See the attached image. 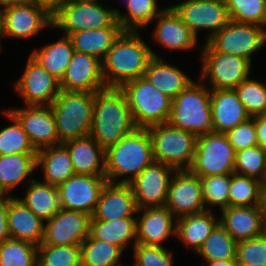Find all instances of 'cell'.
<instances>
[{
    "label": "cell",
    "instance_id": "cell-61",
    "mask_svg": "<svg viewBox=\"0 0 266 266\" xmlns=\"http://www.w3.org/2000/svg\"><path fill=\"white\" fill-rule=\"evenodd\" d=\"M126 266H136V265L134 263L133 264L131 263V265H126Z\"/></svg>",
    "mask_w": 266,
    "mask_h": 266
},
{
    "label": "cell",
    "instance_id": "cell-23",
    "mask_svg": "<svg viewBox=\"0 0 266 266\" xmlns=\"http://www.w3.org/2000/svg\"><path fill=\"white\" fill-rule=\"evenodd\" d=\"M138 207L129 184L106 182L92 218L111 221L126 217H136Z\"/></svg>",
    "mask_w": 266,
    "mask_h": 266
},
{
    "label": "cell",
    "instance_id": "cell-7",
    "mask_svg": "<svg viewBox=\"0 0 266 266\" xmlns=\"http://www.w3.org/2000/svg\"><path fill=\"white\" fill-rule=\"evenodd\" d=\"M117 7L106 6L105 0L66 1L52 16V29L62 35L111 27L117 21Z\"/></svg>",
    "mask_w": 266,
    "mask_h": 266
},
{
    "label": "cell",
    "instance_id": "cell-45",
    "mask_svg": "<svg viewBox=\"0 0 266 266\" xmlns=\"http://www.w3.org/2000/svg\"><path fill=\"white\" fill-rule=\"evenodd\" d=\"M235 91L250 117L266 114V83L252 79L242 81Z\"/></svg>",
    "mask_w": 266,
    "mask_h": 266
},
{
    "label": "cell",
    "instance_id": "cell-4",
    "mask_svg": "<svg viewBox=\"0 0 266 266\" xmlns=\"http://www.w3.org/2000/svg\"><path fill=\"white\" fill-rule=\"evenodd\" d=\"M211 89L199 78L173 100L168 123L196 136L213 132Z\"/></svg>",
    "mask_w": 266,
    "mask_h": 266
},
{
    "label": "cell",
    "instance_id": "cell-35",
    "mask_svg": "<svg viewBox=\"0 0 266 266\" xmlns=\"http://www.w3.org/2000/svg\"><path fill=\"white\" fill-rule=\"evenodd\" d=\"M73 53L74 48L70 38L62 35L56 41L43 44L41 48H34L29 55L49 74L60 81L72 59Z\"/></svg>",
    "mask_w": 266,
    "mask_h": 266
},
{
    "label": "cell",
    "instance_id": "cell-31",
    "mask_svg": "<svg viewBox=\"0 0 266 266\" xmlns=\"http://www.w3.org/2000/svg\"><path fill=\"white\" fill-rule=\"evenodd\" d=\"M40 171L43 176L38 179L54 186L75 174L70 154L62 143L37 150L36 172Z\"/></svg>",
    "mask_w": 266,
    "mask_h": 266
},
{
    "label": "cell",
    "instance_id": "cell-20",
    "mask_svg": "<svg viewBox=\"0 0 266 266\" xmlns=\"http://www.w3.org/2000/svg\"><path fill=\"white\" fill-rule=\"evenodd\" d=\"M6 110L18 120L36 150L61 144L50 106H19Z\"/></svg>",
    "mask_w": 266,
    "mask_h": 266
},
{
    "label": "cell",
    "instance_id": "cell-17",
    "mask_svg": "<svg viewBox=\"0 0 266 266\" xmlns=\"http://www.w3.org/2000/svg\"><path fill=\"white\" fill-rule=\"evenodd\" d=\"M165 207L176 219L205 211L200 177L189 170H175Z\"/></svg>",
    "mask_w": 266,
    "mask_h": 266
},
{
    "label": "cell",
    "instance_id": "cell-12",
    "mask_svg": "<svg viewBox=\"0 0 266 266\" xmlns=\"http://www.w3.org/2000/svg\"><path fill=\"white\" fill-rule=\"evenodd\" d=\"M0 13L2 40L28 41L43 33L44 29H52V17L43 8L27 0L6 6Z\"/></svg>",
    "mask_w": 266,
    "mask_h": 266
},
{
    "label": "cell",
    "instance_id": "cell-50",
    "mask_svg": "<svg viewBox=\"0 0 266 266\" xmlns=\"http://www.w3.org/2000/svg\"><path fill=\"white\" fill-rule=\"evenodd\" d=\"M8 197L0 201V244L10 238L8 228Z\"/></svg>",
    "mask_w": 266,
    "mask_h": 266
},
{
    "label": "cell",
    "instance_id": "cell-41",
    "mask_svg": "<svg viewBox=\"0 0 266 266\" xmlns=\"http://www.w3.org/2000/svg\"><path fill=\"white\" fill-rule=\"evenodd\" d=\"M0 266H37V246L9 238L0 244Z\"/></svg>",
    "mask_w": 266,
    "mask_h": 266
},
{
    "label": "cell",
    "instance_id": "cell-9",
    "mask_svg": "<svg viewBox=\"0 0 266 266\" xmlns=\"http://www.w3.org/2000/svg\"><path fill=\"white\" fill-rule=\"evenodd\" d=\"M155 162L166 164L175 170H188L196 149L197 136L174 128L169 123L148 128Z\"/></svg>",
    "mask_w": 266,
    "mask_h": 266
},
{
    "label": "cell",
    "instance_id": "cell-59",
    "mask_svg": "<svg viewBox=\"0 0 266 266\" xmlns=\"http://www.w3.org/2000/svg\"><path fill=\"white\" fill-rule=\"evenodd\" d=\"M264 35H265V41H266V23L264 25Z\"/></svg>",
    "mask_w": 266,
    "mask_h": 266
},
{
    "label": "cell",
    "instance_id": "cell-6",
    "mask_svg": "<svg viewBox=\"0 0 266 266\" xmlns=\"http://www.w3.org/2000/svg\"><path fill=\"white\" fill-rule=\"evenodd\" d=\"M124 92L129 110L137 128H149L168 123L172 99L164 95L144 76L124 83Z\"/></svg>",
    "mask_w": 266,
    "mask_h": 266
},
{
    "label": "cell",
    "instance_id": "cell-47",
    "mask_svg": "<svg viewBox=\"0 0 266 266\" xmlns=\"http://www.w3.org/2000/svg\"><path fill=\"white\" fill-rule=\"evenodd\" d=\"M237 266L266 265V232L258 237L237 242Z\"/></svg>",
    "mask_w": 266,
    "mask_h": 266
},
{
    "label": "cell",
    "instance_id": "cell-57",
    "mask_svg": "<svg viewBox=\"0 0 266 266\" xmlns=\"http://www.w3.org/2000/svg\"><path fill=\"white\" fill-rule=\"evenodd\" d=\"M6 198V196L3 194V192L0 190V201Z\"/></svg>",
    "mask_w": 266,
    "mask_h": 266
},
{
    "label": "cell",
    "instance_id": "cell-2",
    "mask_svg": "<svg viewBox=\"0 0 266 266\" xmlns=\"http://www.w3.org/2000/svg\"><path fill=\"white\" fill-rule=\"evenodd\" d=\"M124 92L106 87L94 93L90 136L106 150L136 129Z\"/></svg>",
    "mask_w": 266,
    "mask_h": 266
},
{
    "label": "cell",
    "instance_id": "cell-38",
    "mask_svg": "<svg viewBox=\"0 0 266 266\" xmlns=\"http://www.w3.org/2000/svg\"><path fill=\"white\" fill-rule=\"evenodd\" d=\"M237 241L219 223L197 251L203 261L236 259Z\"/></svg>",
    "mask_w": 266,
    "mask_h": 266
},
{
    "label": "cell",
    "instance_id": "cell-8",
    "mask_svg": "<svg viewBox=\"0 0 266 266\" xmlns=\"http://www.w3.org/2000/svg\"><path fill=\"white\" fill-rule=\"evenodd\" d=\"M203 43L197 77L210 89H235L252 75L253 65L247 59L216 52Z\"/></svg>",
    "mask_w": 266,
    "mask_h": 266
},
{
    "label": "cell",
    "instance_id": "cell-43",
    "mask_svg": "<svg viewBox=\"0 0 266 266\" xmlns=\"http://www.w3.org/2000/svg\"><path fill=\"white\" fill-rule=\"evenodd\" d=\"M80 256V245L37 246V266H78Z\"/></svg>",
    "mask_w": 266,
    "mask_h": 266
},
{
    "label": "cell",
    "instance_id": "cell-49",
    "mask_svg": "<svg viewBox=\"0 0 266 266\" xmlns=\"http://www.w3.org/2000/svg\"><path fill=\"white\" fill-rule=\"evenodd\" d=\"M226 136L236 152L248 147L259 145L256 136L254 117H250L248 120L228 131Z\"/></svg>",
    "mask_w": 266,
    "mask_h": 266
},
{
    "label": "cell",
    "instance_id": "cell-1",
    "mask_svg": "<svg viewBox=\"0 0 266 266\" xmlns=\"http://www.w3.org/2000/svg\"><path fill=\"white\" fill-rule=\"evenodd\" d=\"M140 31H123L102 61L106 87L120 88L124 83L144 76L153 57L162 58L147 44Z\"/></svg>",
    "mask_w": 266,
    "mask_h": 266
},
{
    "label": "cell",
    "instance_id": "cell-24",
    "mask_svg": "<svg viewBox=\"0 0 266 266\" xmlns=\"http://www.w3.org/2000/svg\"><path fill=\"white\" fill-rule=\"evenodd\" d=\"M219 212V223L237 242L266 232L261 205L228 206Z\"/></svg>",
    "mask_w": 266,
    "mask_h": 266
},
{
    "label": "cell",
    "instance_id": "cell-25",
    "mask_svg": "<svg viewBox=\"0 0 266 266\" xmlns=\"http://www.w3.org/2000/svg\"><path fill=\"white\" fill-rule=\"evenodd\" d=\"M211 114L213 132L223 134L250 118L235 89H211Z\"/></svg>",
    "mask_w": 266,
    "mask_h": 266
},
{
    "label": "cell",
    "instance_id": "cell-51",
    "mask_svg": "<svg viewBox=\"0 0 266 266\" xmlns=\"http://www.w3.org/2000/svg\"><path fill=\"white\" fill-rule=\"evenodd\" d=\"M259 146L266 150V114L254 116Z\"/></svg>",
    "mask_w": 266,
    "mask_h": 266
},
{
    "label": "cell",
    "instance_id": "cell-11",
    "mask_svg": "<svg viewBox=\"0 0 266 266\" xmlns=\"http://www.w3.org/2000/svg\"><path fill=\"white\" fill-rule=\"evenodd\" d=\"M205 42L216 52L245 58L252 65L254 54L266 46L264 27L233 20Z\"/></svg>",
    "mask_w": 266,
    "mask_h": 266
},
{
    "label": "cell",
    "instance_id": "cell-3",
    "mask_svg": "<svg viewBox=\"0 0 266 266\" xmlns=\"http://www.w3.org/2000/svg\"><path fill=\"white\" fill-rule=\"evenodd\" d=\"M153 162L148 128H136L105 150V178L108 182L129 184Z\"/></svg>",
    "mask_w": 266,
    "mask_h": 266
},
{
    "label": "cell",
    "instance_id": "cell-36",
    "mask_svg": "<svg viewBox=\"0 0 266 266\" xmlns=\"http://www.w3.org/2000/svg\"><path fill=\"white\" fill-rule=\"evenodd\" d=\"M158 0H127L124 3L126 12L117 10V21L124 31H141L151 26L153 20L165 9L159 7Z\"/></svg>",
    "mask_w": 266,
    "mask_h": 266
},
{
    "label": "cell",
    "instance_id": "cell-21",
    "mask_svg": "<svg viewBox=\"0 0 266 266\" xmlns=\"http://www.w3.org/2000/svg\"><path fill=\"white\" fill-rule=\"evenodd\" d=\"M59 85L60 90L91 93L106 88L102 61L92 55L74 51Z\"/></svg>",
    "mask_w": 266,
    "mask_h": 266
},
{
    "label": "cell",
    "instance_id": "cell-34",
    "mask_svg": "<svg viewBox=\"0 0 266 266\" xmlns=\"http://www.w3.org/2000/svg\"><path fill=\"white\" fill-rule=\"evenodd\" d=\"M24 190L23 196L17 197L44 223L60 210L57 186L34 178Z\"/></svg>",
    "mask_w": 266,
    "mask_h": 266
},
{
    "label": "cell",
    "instance_id": "cell-46",
    "mask_svg": "<svg viewBox=\"0 0 266 266\" xmlns=\"http://www.w3.org/2000/svg\"><path fill=\"white\" fill-rule=\"evenodd\" d=\"M230 20L257 24L266 23V0H225Z\"/></svg>",
    "mask_w": 266,
    "mask_h": 266
},
{
    "label": "cell",
    "instance_id": "cell-60",
    "mask_svg": "<svg viewBox=\"0 0 266 266\" xmlns=\"http://www.w3.org/2000/svg\"><path fill=\"white\" fill-rule=\"evenodd\" d=\"M263 187H266V178L265 181L263 182Z\"/></svg>",
    "mask_w": 266,
    "mask_h": 266
},
{
    "label": "cell",
    "instance_id": "cell-19",
    "mask_svg": "<svg viewBox=\"0 0 266 266\" xmlns=\"http://www.w3.org/2000/svg\"><path fill=\"white\" fill-rule=\"evenodd\" d=\"M153 21L155 25L150 35L151 39L164 50L190 52L201 43L170 5H166Z\"/></svg>",
    "mask_w": 266,
    "mask_h": 266
},
{
    "label": "cell",
    "instance_id": "cell-5",
    "mask_svg": "<svg viewBox=\"0 0 266 266\" xmlns=\"http://www.w3.org/2000/svg\"><path fill=\"white\" fill-rule=\"evenodd\" d=\"M50 108L60 143L90 135L94 93L60 90Z\"/></svg>",
    "mask_w": 266,
    "mask_h": 266
},
{
    "label": "cell",
    "instance_id": "cell-39",
    "mask_svg": "<svg viewBox=\"0 0 266 266\" xmlns=\"http://www.w3.org/2000/svg\"><path fill=\"white\" fill-rule=\"evenodd\" d=\"M1 111L4 117L10 120V125L0 129V155L37 154V150L31 144L18 120L5 108Z\"/></svg>",
    "mask_w": 266,
    "mask_h": 266
},
{
    "label": "cell",
    "instance_id": "cell-27",
    "mask_svg": "<svg viewBox=\"0 0 266 266\" xmlns=\"http://www.w3.org/2000/svg\"><path fill=\"white\" fill-rule=\"evenodd\" d=\"M36 155H0V190L6 197H14L18 186H26L35 178L33 174H36Z\"/></svg>",
    "mask_w": 266,
    "mask_h": 266
},
{
    "label": "cell",
    "instance_id": "cell-13",
    "mask_svg": "<svg viewBox=\"0 0 266 266\" xmlns=\"http://www.w3.org/2000/svg\"><path fill=\"white\" fill-rule=\"evenodd\" d=\"M199 39L201 31L205 41L230 22L225 0H183L170 5Z\"/></svg>",
    "mask_w": 266,
    "mask_h": 266
},
{
    "label": "cell",
    "instance_id": "cell-26",
    "mask_svg": "<svg viewBox=\"0 0 266 266\" xmlns=\"http://www.w3.org/2000/svg\"><path fill=\"white\" fill-rule=\"evenodd\" d=\"M165 57H153L145 70L144 77L164 95L172 100L194 80L187 72Z\"/></svg>",
    "mask_w": 266,
    "mask_h": 266
},
{
    "label": "cell",
    "instance_id": "cell-33",
    "mask_svg": "<svg viewBox=\"0 0 266 266\" xmlns=\"http://www.w3.org/2000/svg\"><path fill=\"white\" fill-rule=\"evenodd\" d=\"M124 30L116 21L111 27L90 29L70 34L74 51L92 55L103 61L108 50Z\"/></svg>",
    "mask_w": 266,
    "mask_h": 266
},
{
    "label": "cell",
    "instance_id": "cell-10",
    "mask_svg": "<svg viewBox=\"0 0 266 266\" xmlns=\"http://www.w3.org/2000/svg\"><path fill=\"white\" fill-rule=\"evenodd\" d=\"M236 151L226 134L211 132L197 136L192 164L188 169L199 177L233 174Z\"/></svg>",
    "mask_w": 266,
    "mask_h": 266
},
{
    "label": "cell",
    "instance_id": "cell-14",
    "mask_svg": "<svg viewBox=\"0 0 266 266\" xmlns=\"http://www.w3.org/2000/svg\"><path fill=\"white\" fill-rule=\"evenodd\" d=\"M23 70L13 87L24 106H50L60 92L59 80L30 55Z\"/></svg>",
    "mask_w": 266,
    "mask_h": 266
},
{
    "label": "cell",
    "instance_id": "cell-56",
    "mask_svg": "<svg viewBox=\"0 0 266 266\" xmlns=\"http://www.w3.org/2000/svg\"><path fill=\"white\" fill-rule=\"evenodd\" d=\"M2 27H1V13H0V53L3 52V47H2Z\"/></svg>",
    "mask_w": 266,
    "mask_h": 266
},
{
    "label": "cell",
    "instance_id": "cell-30",
    "mask_svg": "<svg viewBox=\"0 0 266 266\" xmlns=\"http://www.w3.org/2000/svg\"><path fill=\"white\" fill-rule=\"evenodd\" d=\"M216 211L205 210L200 213L176 219V238L187 250L197 253L206 238L219 224Z\"/></svg>",
    "mask_w": 266,
    "mask_h": 266
},
{
    "label": "cell",
    "instance_id": "cell-15",
    "mask_svg": "<svg viewBox=\"0 0 266 266\" xmlns=\"http://www.w3.org/2000/svg\"><path fill=\"white\" fill-rule=\"evenodd\" d=\"M174 172V168L154 161L129 183L138 209L165 207Z\"/></svg>",
    "mask_w": 266,
    "mask_h": 266
},
{
    "label": "cell",
    "instance_id": "cell-37",
    "mask_svg": "<svg viewBox=\"0 0 266 266\" xmlns=\"http://www.w3.org/2000/svg\"><path fill=\"white\" fill-rule=\"evenodd\" d=\"M81 264L83 266H125L122 257L124 252L120 247L108 242L97 240L90 234L81 243Z\"/></svg>",
    "mask_w": 266,
    "mask_h": 266
},
{
    "label": "cell",
    "instance_id": "cell-58",
    "mask_svg": "<svg viewBox=\"0 0 266 266\" xmlns=\"http://www.w3.org/2000/svg\"><path fill=\"white\" fill-rule=\"evenodd\" d=\"M67 1H98V0H67Z\"/></svg>",
    "mask_w": 266,
    "mask_h": 266
},
{
    "label": "cell",
    "instance_id": "cell-28",
    "mask_svg": "<svg viewBox=\"0 0 266 266\" xmlns=\"http://www.w3.org/2000/svg\"><path fill=\"white\" fill-rule=\"evenodd\" d=\"M7 218L10 238L28 241L36 246L42 243L44 222L16 194L8 197Z\"/></svg>",
    "mask_w": 266,
    "mask_h": 266
},
{
    "label": "cell",
    "instance_id": "cell-54",
    "mask_svg": "<svg viewBox=\"0 0 266 266\" xmlns=\"http://www.w3.org/2000/svg\"><path fill=\"white\" fill-rule=\"evenodd\" d=\"M261 208H262L264 223H266V187H263L262 191Z\"/></svg>",
    "mask_w": 266,
    "mask_h": 266
},
{
    "label": "cell",
    "instance_id": "cell-18",
    "mask_svg": "<svg viewBox=\"0 0 266 266\" xmlns=\"http://www.w3.org/2000/svg\"><path fill=\"white\" fill-rule=\"evenodd\" d=\"M90 218L86 213L60 208L44 223L40 245H81L89 236Z\"/></svg>",
    "mask_w": 266,
    "mask_h": 266
},
{
    "label": "cell",
    "instance_id": "cell-52",
    "mask_svg": "<svg viewBox=\"0 0 266 266\" xmlns=\"http://www.w3.org/2000/svg\"><path fill=\"white\" fill-rule=\"evenodd\" d=\"M43 8L51 17L61 8L67 0H27Z\"/></svg>",
    "mask_w": 266,
    "mask_h": 266
},
{
    "label": "cell",
    "instance_id": "cell-55",
    "mask_svg": "<svg viewBox=\"0 0 266 266\" xmlns=\"http://www.w3.org/2000/svg\"><path fill=\"white\" fill-rule=\"evenodd\" d=\"M23 0H0V10L6 6H9L13 3H18Z\"/></svg>",
    "mask_w": 266,
    "mask_h": 266
},
{
    "label": "cell",
    "instance_id": "cell-22",
    "mask_svg": "<svg viewBox=\"0 0 266 266\" xmlns=\"http://www.w3.org/2000/svg\"><path fill=\"white\" fill-rule=\"evenodd\" d=\"M171 237L176 238V218L166 207L138 209L137 244L165 247Z\"/></svg>",
    "mask_w": 266,
    "mask_h": 266
},
{
    "label": "cell",
    "instance_id": "cell-40",
    "mask_svg": "<svg viewBox=\"0 0 266 266\" xmlns=\"http://www.w3.org/2000/svg\"><path fill=\"white\" fill-rule=\"evenodd\" d=\"M262 191V181L234 172L230 179L229 206H259Z\"/></svg>",
    "mask_w": 266,
    "mask_h": 266
},
{
    "label": "cell",
    "instance_id": "cell-16",
    "mask_svg": "<svg viewBox=\"0 0 266 266\" xmlns=\"http://www.w3.org/2000/svg\"><path fill=\"white\" fill-rule=\"evenodd\" d=\"M106 182L105 176L72 175L57 186L60 207L92 216Z\"/></svg>",
    "mask_w": 266,
    "mask_h": 266
},
{
    "label": "cell",
    "instance_id": "cell-48",
    "mask_svg": "<svg viewBox=\"0 0 266 266\" xmlns=\"http://www.w3.org/2000/svg\"><path fill=\"white\" fill-rule=\"evenodd\" d=\"M132 252V263L136 266H173L174 263V253L170 248L136 244Z\"/></svg>",
    "mask_w": 266,
    "mask_h": 266
},
{
    "label": "cell",
    "instance_id": "cell-44",
    "mask_svg": "<svg viewBox=\"0 0 266 266\" xmlns=\"http://www.w3.org/2000/svg\"><path fill=\"white\" fill-rule=\"evenodd\" d=\"M234 172L264 182L266 178V150L257 145L237 151Z\"/></svg>",
    "mask_w": 266,
    "mask_h": 266
},
{
    "label": "cell",
    "instance_id": "cell-29",
    "mask_svg": "<svg viewBox=\"0 0 266 266\" xmlns=\"http://www.w3.org/2000/svg\"><path fill=\"white\" fill-rule=\"evenodd\" d=\"M62 144L70 154L75 174L105 176V150L90 135Z\"/></svg>",
    "mask_w": 266,
    "mask_h": 266
},
{
    "label": "cell",
    "instance_id": "cell-32",
    "mask_svg": "<svg viewBox=\"0 0 266 266\" xmlns=\"http://www.w3.org/2000/svg\"><path fill=\"white\" fill-rule=\"evenodd\" d=\"M89 234L97 239L120 247L124 252L136 243V217H126L111 221L90 218Z\"/></svg>",
    "mask_w": 266,
    "mask_h": 266
},
{
    "label": "cell",
    "instance_id": "cell-53",
    "mask_svg": "<svg viewBox=\"0 0 266 266\" xmlns=\"http://www.w3.org/2000/svg\"><path fill=\"white\" fill-rule=\"evenodd\" d=\"M203 266H237L236 259L203 261Z\"/></svg>",
    "mask_w": 266,
    "mask_h": 266
},
{
    "label": "cell",
    "instance_id": "cell-42",
    "mask_svg": "<svg viewBox=\"0 0 266 266\" xmlns=\"http://www.w3.org/2000/svg\"><path fill=\"white\" fill-rule=\"evenodd\" d=\"M231 174L200 177L202 199L206 210L218 211L229 206V187ZM217 206V207H216Z\"/></svg>",
    "mask_w": 266,
    "mask_h": 266
}]
</instances>
